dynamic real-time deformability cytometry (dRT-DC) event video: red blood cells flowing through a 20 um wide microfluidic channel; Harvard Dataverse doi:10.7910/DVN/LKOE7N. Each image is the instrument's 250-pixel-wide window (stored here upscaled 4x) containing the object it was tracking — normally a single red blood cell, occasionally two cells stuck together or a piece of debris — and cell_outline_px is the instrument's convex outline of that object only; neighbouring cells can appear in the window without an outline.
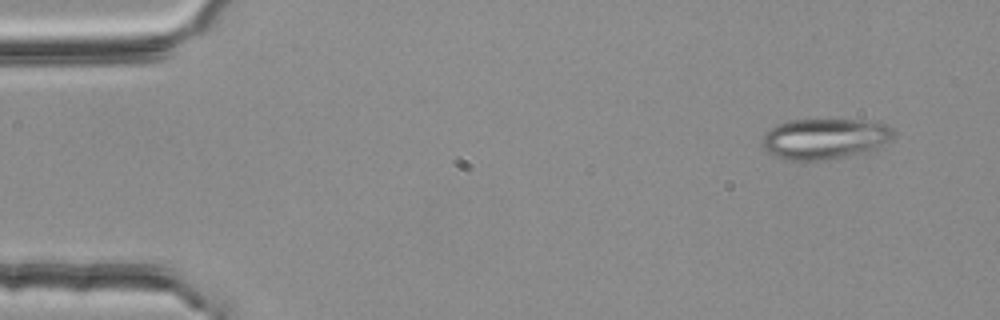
{"species": "common noctule bat (a hibernating species)", "species_latin": "Nyctalus noctula", "temperature_condition": "room temperature", "stored_images_in_passage": 51, "camera_frame_rate_fps": 3000, "um_per_image_px": 0.085, "animal": {"sex": "female", "body_mass_g": 25.1}, "frame": {"image": 1, "passage_image": 1, "time_ms": 0.0, "image_size_px": [1000, 320], "cell_outline_px": [[892, 136], [888, 140], [864, 152], [852, 156], [824, 160], [788, 160], [768, 152], [764, 148], [760, 140], [764, 132], [788, 120], [852, 120], [884, 124], [892, 128]], "centroid_in_image_um": [70.01, 11.8], "position_along_channel_um": 15.0, "area_um2": 30.52}}
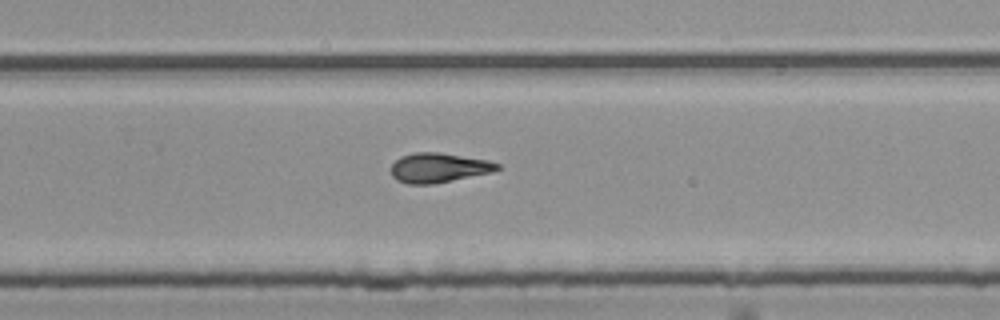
{"frame": {"image": 2, "passage_image": 32, "time_ms": 10.333, "image_size_px": [1000, 320], "cell_outline_px": [[500, 168], [492, 172], [432, 184], [408, 184], [396, 180], [392, 176], [392, 164], [400, 156], [416, 152], [440, 152], [488, 160], [500, 164]], "centroid_in_image_um": [37.28, 14.25], "position_along_channel_um": 292.5, "area_um2": 18.26}}
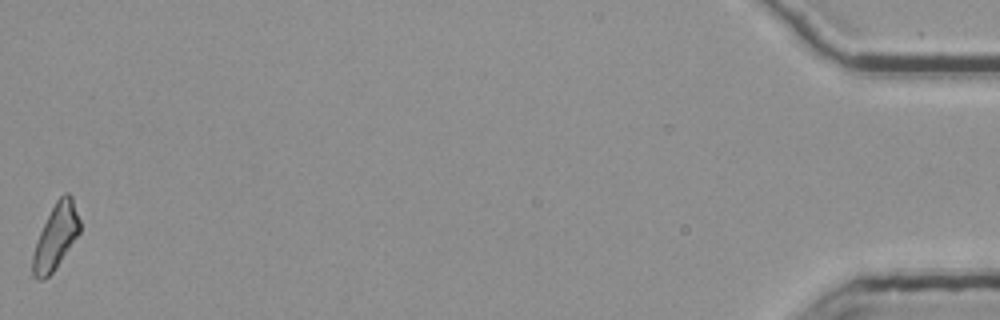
{"frame": {"image": 3, "passage_image": 51, "time_ms": 16.667, "image_size_px": [1000, 320], "cell_outline_px": [[80, 232], [56, 268], [44, 280], [36, 280], [32, 276], [32, 256], [40, 232], [56, 200], [64, 192], [68, 192], [72, 196], [80, 220]], "centroid_in_image_um": [4.74, 20.14], "position_along_channel_um": 430.5, "area_um2": 17.74}, "authors_computed_cell_mechanics": {"area_um2": 18.2648, "velocity_mm_per_s": 3.7719, "shape_relaxation_time_tau1_ms": 10.6542, "shape_relaxation_time_tau2_ms": 3.5125, "deformation_change_tau1": 0.2657, "deformation_change_tau2": 0.1334}}